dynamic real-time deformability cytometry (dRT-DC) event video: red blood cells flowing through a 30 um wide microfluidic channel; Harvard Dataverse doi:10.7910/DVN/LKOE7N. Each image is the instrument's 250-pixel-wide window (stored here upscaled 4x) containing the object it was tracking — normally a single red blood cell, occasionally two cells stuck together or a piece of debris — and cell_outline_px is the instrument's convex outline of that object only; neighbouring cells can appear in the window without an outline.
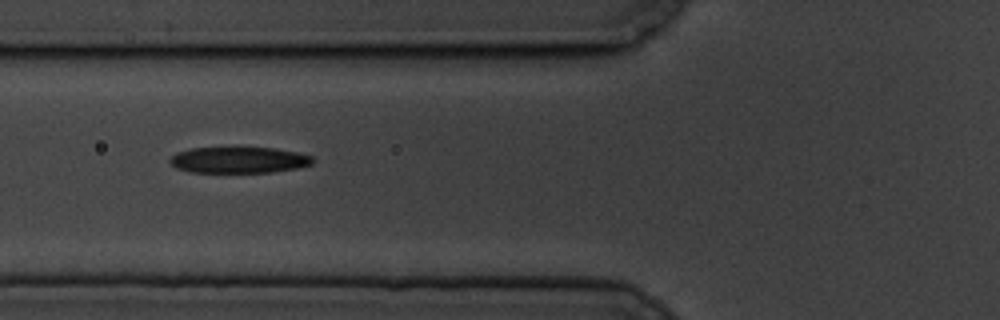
{"species": "common noctule bat (a hibernating species)", "species_latin": "Nyctalus noctula", "temperature_condition": "cold", "stored_images_in_passage": 7, "camera_frame_rate_fps": 3000, "um_per_image_px": 0.085, "animal": {"sex": "male", "body_mass_g": 19.5, "forearm_length_mm": 54.6}, "frame": {"image": 1, "passage_image": 6, "time_ms": 5.667, "image_size_px": [1000, 320], "cell_outline_px": [[316, 160], [312, 164], [296, 168], [272, 172], [188, 172], [176, 168], [168, 160], [176, 152], [192, 148], [272, 148], [296, 152], [312, 156]], "centroid_in_image_um": [20.29, 13.6], "position_along_channel_um": 105.5, "area_um2": 21.68}}
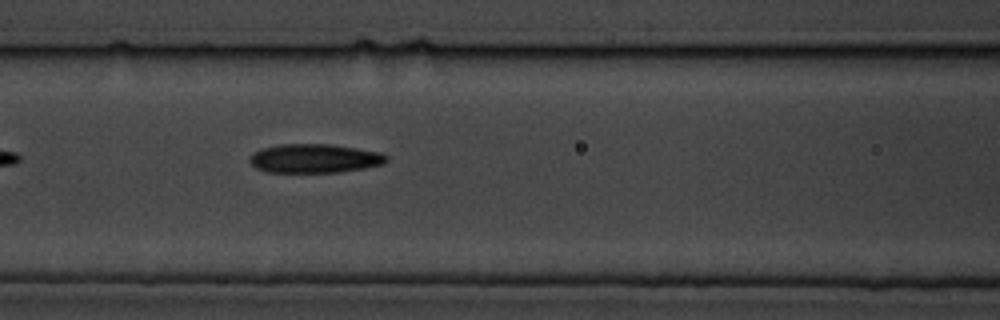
{"frame": {"image": 2, "passage_image": 7, "time_ms": 6.667, "image_size_px": [1000, 320], "cell_outline_px": [[388, 160], [384, 164], [364, 168], [340, 172], [268, 172], [256, 168], [248, 160], [252, 152], [260, 148], [280, 144], [332, 144], [380, 152], [388, 156]], "centroid_in_image_um": [26.72, 13.46], "position_along_channel_um": 139.9, "area_um2": 23.24}}